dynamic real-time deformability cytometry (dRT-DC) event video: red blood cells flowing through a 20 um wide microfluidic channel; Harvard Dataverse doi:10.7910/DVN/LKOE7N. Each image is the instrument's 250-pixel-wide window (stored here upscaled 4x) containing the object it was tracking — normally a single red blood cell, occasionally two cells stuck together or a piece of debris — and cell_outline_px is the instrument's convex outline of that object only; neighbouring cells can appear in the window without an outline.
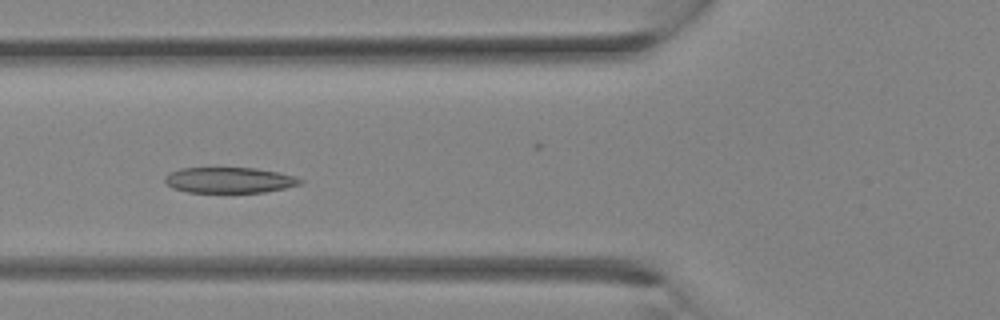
{"species": "Egyptian fruit bat (a non-hibernating species)", "species_latin": "Rousettus aegyptiacus", "temperature_condition": "room temperature", "stored_images_in_passage": 32, "camera_frame_rate_fps": 3000, "um_per_image_px": 0.085, "animal": {"sex": "female"}, "frame": {"image": 1, "passage_image": 12, "time_ms": 3.667, "image_size_px": [1000, 320], "cell_outline_px": [[304, 180], [300, 184], [284, 188], [264, 192], [188, 192], [172, 188], [164, 180], [164, 176], [168, 172], [180, 168], [256, 168], [296, 176]], "centroid_in_image_um": [19.47, 15.3], "position_along_channel_um": 106.3, "area_um2": 20.23}}
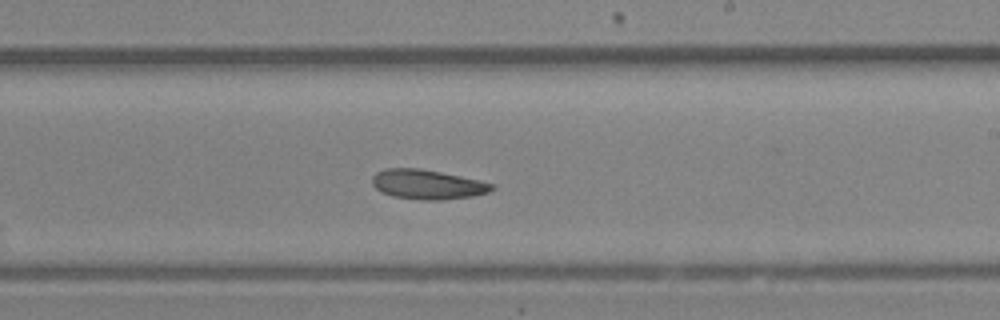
{"frame": {"image": 2, "passage_image": 19, "time_ms": 6.0, "image_size_px": [1000, 320], "cell_outline_px": [[496, 188], [488, 192], [472, 196], [440, 200], [420, 200], [392, 196], [380, 192], [372, 184], [372, 176], [376, 172], [384, 168], [420, 168], [480, 180], [496, 184]], "centroid_in_image_um": [36.32, 15.67], "position_along_channel_um": 252.7, "area_um2": 20.81}}
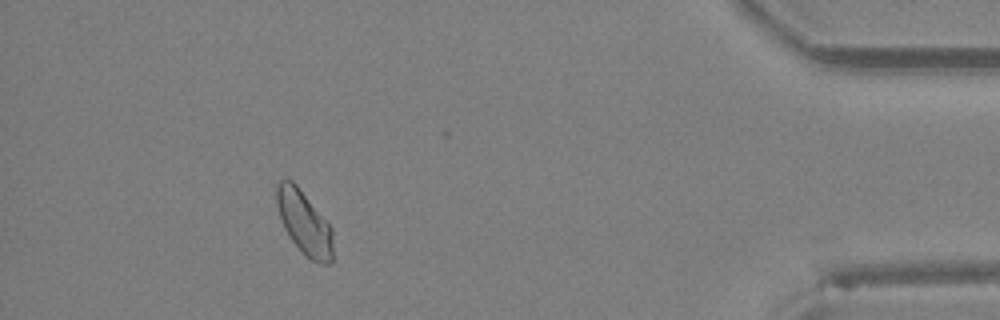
{"frame": {"image": 3, "passage_image": 29, "time_ms": 9.333, "image_size_px": [1000, 320], "cell_outline_px": [[332, 264], [320, 264], [312, 260], [288, 236], [284, 228], [276, 204], [276, 184], [280, 180], [292, 180], [296, 184], [332, 228]], "centroid_in_image_um": [25.85, 18.92], "position_along_channel_um": 409.3, "area_um2": 20.52}}